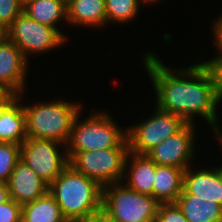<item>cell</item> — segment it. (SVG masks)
I'll use <instances>...</instances> for the list:
<instances>
[{
	"label": "cell",
	"mask_w": 222,
	"mask_h": 222,
	"mask_svg": "<svg viewBox=\"0 0 222 222\" xmlns=\"http://www.w3.org/2000/svg\"><path fill=\"white\" fill-rule=\"evenodd\" d=\"M143 58L145 70L156 92L157 108L178 115L187 123H193L198 114L213 126L211 129L216 133V138L222 135L217 126L216 108L219 105L212 79L202 63L178 72L168 69L154 53H147Z\"/></svg>",
	"instance_id": "obj_1"
},
{
	"label": "cell",
	"mask_w": 222,
	"mask_h": 222,
	"mask_svg": "<svg viewBox=\"0 0 222 222\" xmlns=\"http://www.w3.org/2000/svg\"><path fill=\"white\" fill-rule=\"evenodd\" d=\"M48 192L68 222H86L102 210V186L70 165L49 185Z\"/></svg>",
	"instance_id": "obj_2"
},
{
	"label": "cell",
	"mask_w": 222,
	"mask_h": 222,
	"mask_svg": "<svg viewBox=\"0 0 222 222\" xmlns=\"http://www.w3.org/2000/svg\"><path fill=\"white\" fill-rule=\"evenodd\" d=\"M80 116L79 112L73 121L69 140L63 149L66 153L129 148L126 131L119 128L109 113L95 112L83 119V122L79 120Z\"/></svg>",
	"instance_id": "obj_3"
},
{
	"label": "cell",
	"mask_w": 222,
	"mask_h": 222,
	"mask_svg": "<svg viewBox=\"0 0 222 222\" xmlns=\"http://www.w3.org/2000/svg\"><path fill=\"white\" fill-rule=\"evenodd\" d=\"M23 108L26 114L27 137L54 140L66 146L81 105L58 99L43 104L37 102L32 106L23 105Z\"/></svg>",
	"instance_id": "obj_4"
},
{
	"label": "cell",
	"mask_w": 222,
	"mask_h": 222,
	"mask_svg": "<svg viewBox=\"0 0 222 222\" xmlns=\"http://www.w3.org/2000/svg\"><path fill=\"white\" fill-rule=\"evenodd\" d=\"M122 182L102 187V211L116 222H153L157 219L159 202L122 185Z\"/></svg>",
	"instance_id": "obj_5"
},
{
	"label": "cell",
	"mask_w": 222,
	"mask_h": 222,
	"mask_svg": "<svg viewBox=\"0 0 222 222\" xmlns=\"http://www.w3.org/2000/svg\"><path fill=\"white\" fill-rule=\"evenodd\" d=\"M129 148H106L78 153H67L69 165L77 172L94 179L102 187L124 183L125 162Z\"/></svg>",
	"instance_id": "obj_6"
},
{
	"label": "cell",
	"mask_w": 222,
	"mask_h": 222,
	"mask_svg": "<svg viewBox=\"0 0 222 222\" xmlns=\"http://www.w3.org/2000/svg\"><path fill=\"white\" fill-rule=\"evenodd\" d=\"M186 124L182 117L156 107L154 115L126 130L129 152L146 155L162 141L179 132Z\"/></svg>",
	"instance_id": "obj_7"
},
{
	"label": "cell",
	"mask_w": 222,
	"mask_h": 222,
	"mask_svg": "<svg viewBox=\"0 0 222 222\" xmlns=\"http://www.w3.org/2000/svg\"><path fill=\"white\" fill-rule=\"evenodd\" d=\"M7 34L27 60L31 53L56 49L66 41L56 29L32 20L24 12L7 28Z\"/></svg>",
	"instance_id": "obj_8"
},
{
	"label": "cell",
	"mask_w": 222,
	"mask_h": 222,
	"mask_svg": "<svg viewBox=\"0 0 222 222\" xmlns=\"http://www.w3.org/2000/svg\"><path fill=\"white\" fill-rule=\"evenodd\" d=\"M63 145L54 140L27 137L20 147V160L50 185L69 165L66 151L60 152L57 147Z\"/></svg>",
	"instance_id": "obj_9"
},
{
	"label": "cell",
	"mask_w": 222,
	"mask_h": 222,
	"mask_svg": "<svg viewBox=\"0 0 222 222\" xmlns=\"http://www.w3.org/2000/svg\"><path fill=\"white\" fill-rule=\"evenodd\" d=\"M194 123H187L179 132L152 148L146 155L159 166L186 169L195 157Z\"/></svg>",
	"instance_id": "obj_10"
},
{
	"label": "cell",
	"mask_w": 222,
	"mask_h": 222,
	"mask_svg": "<svg viewBox=\"0 0 222 222\" xmlns=\"http://www.w3.org/2000/svg\"><path fill=\"white\" fill-rule=\"evenodd\" d=\"M27 59L8 38L0 43V84L12 89L17 95L25 90L28 71Z\"/></svg>",
	"instance_id": "obj_11"
},
{
	"label": "cell",
	"mask_w": 222,
	"mask_h": 222,
	"mask_svg": "<svg viewBox=\"0 0 222 222\" xmlns=\"http://www.w3.org/2000/svg\"><path fill=\"white\" fill-rule=\"evenodd\" d=\"M10 198L18 204L32 202L48 192L49 185L19 160L7 182Z\"/></svg>",
	"instance_id": "obj_12"
},
{
	"label": "cell",
	"mask_w": 222,
	"mask_h": 222,
	"mask_svg": "<svg viewBox=\"0 0 222 222\" xmlns=\"http://www.w3.org/2000/svg\"><path fill=\"white\" fill-rule=\"evenodd\" d=\"M191 168L190 166L184 170L181 194H193L212 199L222 206V179L219 169L210 167L194 171Z\"/></svg>",
	"instance_id": "obj_13"
},
{
	"label": "cell",
	"mask_w": 222,
	"mask_h": 222,
	"mask_svg": "<svg viewBox=\"0 0 222 222\" xmlns=\"http://www.w3.org/2000/svg\"><path fill=\"white\" fill-rule=\"evenodd\" d=\"M128 167L130 168L128 169ZM156 168L157 164L147 155H137L129 152L126 158L123 176V180L128 179L125 185L138 193L152 196Z\"/></svg>",
	"instance_id": "obj_14"
},
{
	"label": "cell",
	"mask_w": 222,
	"mask_h": 222,
	"mask_svg": "<svg viewBox=\"0 0 222 222\" xmlns=\"http://www.w3.org/2000/svg\"><path fill=\"white\" fill-rule=\"evenodd\" d=\"M21 94L0 111V142L22 145L27 138L26 114ZM21 102V104H20Z\"/></svg>",
	"instance_id": "obj_15"
},
{
	"label": "cell",
	"mask_w": 222,
	"mask_h": 222,
	"mask_svg": "<svg viewBox=\"0 0 222 222\" xmlns=\"http://www.w3.org/2000/svg\"><path fill=\"white\" fill-rule=\"evenodd\" d=\"M175 203L189 222H222V206L212 199L181 194Z\"/></svg>",
	"instance_id": "obj_16"
},
{
	"label": "cell",
	"mask_w": 222,
	"mask_h": 222,
	"mask_svg": "<svg viewBox=\"0 0 222 222\" xmlns=\"http://www.w3.org/2000/svg\"><path fill=\"white\" fill-rule=\"evenodd\" d=\"M184 169L157 165L152 196L160 203H175L183 191Z\"/></svg>",
	"instance_id": "obj_17"
},
{
	"label": "cell",
	"mask_w": 222,
	"mask_h": 222,
	"mask_svg": "<svg viewBox=\"0 0 222 222\" xmlns=\"http://www.w3.org/2000/svg\"><path fill=\"white\" fill-rule=\"evenodd\" d=\"M67 23L84 27L107 24L105 0H71L66 5Z\"/></svg>",
	"instance_id": "obj_18"
},
{
	"label": "cell",
	"mask_w": 222,
	"mask_h": 222,
	"mask_svg": "<svg viewBox=\"0 0 222 222\" xmlns=\"http://www.w3.org/2000/svg\"><path fill=\"white\" fill-rule=\"evenodd\" d=\"M23 12L32 20L56 29L66 40L57 23L61 20L67 22L66 4L61 0H29L23 6Z\"/></svg>",
	"instance_id": "obj_19"
},
{
	"label": "cell",
	"mask_w": 222,
	"mask_h": 222,
	"mask_svg": "<svg viewBox=\"0 0 222 222\" xmlns=\"http://www.w3.org/2000/svg\"><path fill=\"white\" fill-rule=\"evenodd\" d=\"M21 222H68L52 195L47 192L38 199L22 205Z\"/></svg>",
	"instance_id": "obj_20"
},
{
	"label": "cell",
	"mask_w": 222,
	"mask_h": 222,
	"mask_svg": "<svg viewBox=\"0 0 222 222\" xmlns=\"http://www.w3.org/2000/svg\"><path fill=\"white\" fill-rule=\"evenodd\" d=\"M144 0H105V10L108 22L128 23L139 14V6Z\"/></svg>",
	"instance_id": "obj_21"
},
{
	"label": "cell",
	"mask_w": 222,
	"mask_h": 222,
	"mask_svg": "<svg viewBox=\"0 0 222 222\" xmlns=\"http://www.w3.org/2000/svg\"><path fill=\"white\" fill-rule=\"evenodd\" d=\"M21 145L11 142H0V182L6 183L16 163L20 160Z\"/></svg>",
	"instance_id": "obj_22"
},
{
	"label": "cell",
	"mask_w": 222,
	"mask_h": 222,
	"mask_svg": "<svg viewBox=\"0 0 222 222\" xmlns=\"http://www.w3.org/2000/svg\"><path fill=\"white\" fill-rule=\"evenodd\" d=\"M23 6L20 0H0V23L8 28L23 12Z\"/></svg>",
	"instance_id": "obj_23"
},
{
	"label": "cell",
	"mask_w": 222,
	"mask_h": 222,
	"mask_svg": "<svg viewBox=\"0 0 222 222\" xmlns=\"http://www.w3.org/2000/svg\"><path fill=\"white\" fill-rule=\"evenodd\" d=\"M156 220L158 222H189L176 203L159 204Z\"/></svg>",
	"instance_id": "obj_24"
},
{
	"label": "cell",
	"mask_w": 222,
	"mask_h": 222,
	"mask_svg": "<svg viewBox=\"0 0 222 222\" xmlns=\"http://www.w3.org/2000/svg\"><path fill=\"white\" fill-rule=\"evenodd\" d=\"M202 64L211 76L217 103H219L222 101V61L210 59Z\"/></svg>",
	"instance_id": "obj_25"
},
{
	"label": "cell",
	"mask_w": 222,
	"mask_h": 222,
	"mask_svg": "<svg viewBox=\"0 0 222 222\" xmlns=\"http://www.w3.org/2000/svg\"><path fill=\"white\" fill-rule=\"evenodd\" d=\"M22 205L14 200L0 204V222H21Z\"/></svg>",
	"instance_id": "obj_26"
},
{
	"label": "cell",
	"mask_w": 222,
	"mask_h": 222,
	"mask_svg": "<svg viewBox=\"0 0 222 222\" xmlns=\"http://www.w3.org/2000/svg\"><path fill=\"white\" fill-rule=\"evenodd\" d=\"M213 27L212 31H214L215 44L219 52L218 56H216L213 60L222 61V15H219V18L215 20Z\"/></svg>",
	"instance_id": "obj_27"
},
{
	"label": "cell",
	"mask_w": 222,
	"mask_h": 222,
	"mask_svg": "<svg viewBox=\"0 0 222 222\" xmlns=\"http://www.w3.org/2000/svg\"><path fill=\"white\" fill-rule=\"evenodd\" d=\"M17 96L12 89L0 84V111L13 102Z\"/></svg>",
	"instance_id": "obj_28"
},
{
	"label": "cell",
	"mask_w": 222,
	"mask_h": 222,
	"mask_svg": "<svg viewBox=\"0 0 222 222\" xmlns=\"http://www.w3.org/2000/svg\"><path fill=\"white\" fill-rule=\"evenodd\" d=\"M86 222H116L102 210L92 215Z\"/></svg>",
	"instance_id": "obj_29"
},
{
	"label": "cell",
	"mask_w": 222,
	"mask_h": 222,
	"mask_svg": "<svg viewBox=\"0 0 222 222\" xmlns=\"http://www.w3.org/2000/svg\"><path fill=\"white\" fill-rule=\"evenodd\" d=\"M10 199L8 185L6 183L0 182V204L5 203Z\"/></svg>",
	"instance_id": "obj_30"
},
{
	"label": "cell",
	"mask_w": 222,
	"mask_h": 222,
	"mask_svg": "<svg viewBox=\"0 0 222 222\" xmlns=\"http://www.w3.org/2000/svg\"><path fill=\"white\" fill-rule=\"evenodd\" d=\"M8 38L7 28L0 23V43Z\"/></svg>",
	"instance_id": "obj_31"
},
{
	"label": "cell",
	"mask_w": 222,
	"mask_h": 222,
	"mask_svg": "<svg viewBox=\"0 0 222 222\" xmlns=\"http://www.w3.org/2000/svg\"><path fill=\"white\" fill-rule=\"evenodd\" d=\"M157 1H159V0H144V3H145V4H146V3H147V4H148V3H149V4H150V3L152 4L153 2L156 3Z\"/></svg>",
	"instance_id": "obj_32"
},
{
	"label": "cell",
	"mask_w": 222,
	"mask_h": 222,
	"mask_svg": "<svg viewBox=\"0 0 222 222\" xmlns=\"http://www.w3.org/2000/svg\"><path fill=\"white\" fill-rule=\"evenodd\" d=\"M218 169L220 171V176H221V179H222V166H220Z\"/></svg>",
	"instance_id": "obj_33"
},
{
	"label": "cell",
	"mask_w": 222,
	"mask_h": 222,
	"mask_svg": "<svg viewBox=\"0 0 222 222\" xmlns=\"http://www.w3.org/2000/svg\"><path fill=\"white\" fill-rule=\"evenodd\" d=\"M61 1H63L67 5L71 0H61Z\"/></svg>",
	"instance_id": "obj_34"
},
{
	"label": "cell",
	"mask_w": 222,
	"mask_h": 222,
	"mask_svg": "<svg viewBox=\"0 0 222 222\" xmlns=\"http://www.w3.org/2000/svg\"><path fill=\"white\" fill-rule=\"evenodd\" d=\"M217 138H218V140H220V142L222 143V135L219 136V137H217Z\"/></svg>",
	"instance_id": "obj_35"
},
{
	"label": "cell",
	"mask_w": 222,
	"mask_h": 222,
	"mask_svg": "<svg viewBox=\"0 0 222 222\" xmlns=\"http://www.w3.org/2000/svg\"><path fill=\"white\" fill-rule=\"evenodd\" d=\"M23 4H25L29 0H20Z\"/></svg>",
	"instance_id": "obj_36"
}]
</instances>
